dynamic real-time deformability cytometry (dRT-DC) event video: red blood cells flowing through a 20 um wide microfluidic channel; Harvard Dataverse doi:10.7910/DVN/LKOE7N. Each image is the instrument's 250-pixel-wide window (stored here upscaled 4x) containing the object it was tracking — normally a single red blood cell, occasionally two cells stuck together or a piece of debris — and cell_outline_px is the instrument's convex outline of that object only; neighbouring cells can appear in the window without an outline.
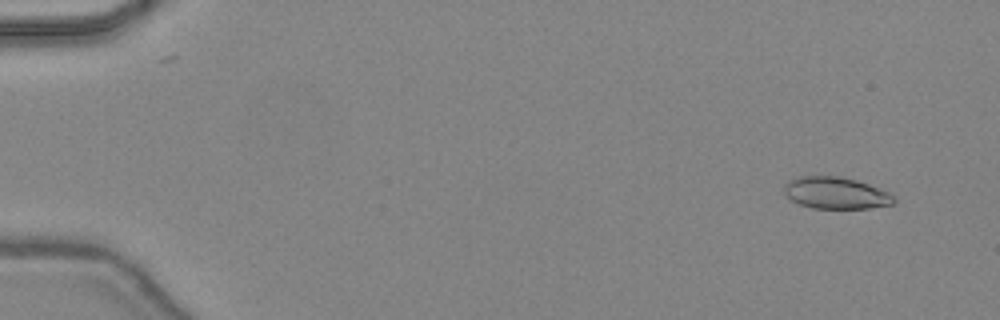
{"species": "common noctule bat (a hibernating species)", "species_latin": "Nyctalus noctula", "temperature_condition": "warm", "stored_images_in_passage": 47, "camera_frame_rate_fps": 3000, "um_per_image_px": 0.085, "animal": {"sex": "female", "body_mass_g": 24.6, "forearm_length_mm": 56.2}, "frame": {"image": 1, "passage_image": 4, "time_ms": 1.0, "image_size_px": [1000, 320], "cell_outline_px": [[896, 200], [892, 204], [868, 208], [812, 208], [800, 204], [792, 200], [784, 192], [784, 184], [788, 180], [800, 176], [840, 176], [856, 180], [868, 184], [888, 192], [896, 196]], "centroid_in_image_um": [71.04, 16.4], "position_along_channel_um": 14.0, "area_um2": 20.29}}
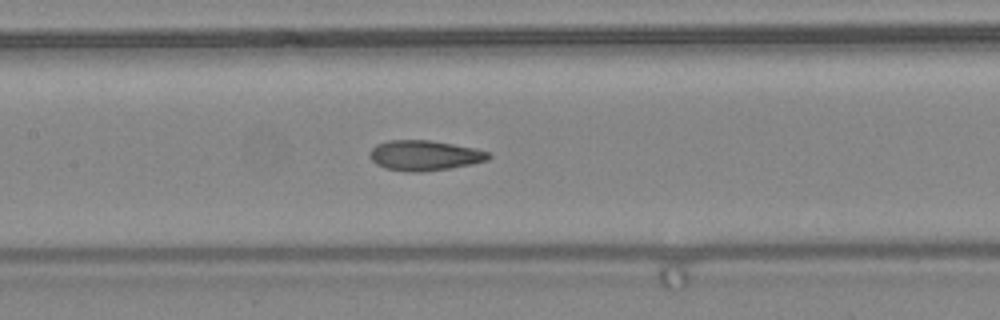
{"frame": {"image": 2, "passage_image": 24, "time_ms": 7.667, "image_size_px": [1000, 320], "cell_outline_px": [[492, 156], [488, 160], [472, 164], [448, 168], [420, 172], [408, 172], [384, 168], [376, 164], [368, 156], [372, 148], [376, 144], [388, 140], [428, 140], [476, 148], [488, 152]], "centroid_in_image_um": [36.06, 13.21], "position_along_channel_um": 171.3, "area_um2": 20.92}}
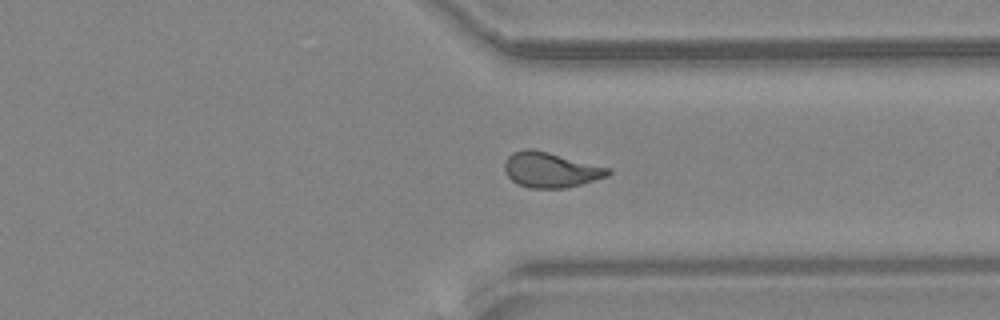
{"frame": {"image": 3, "passage_image": 37, "time_ms": 12.0, "image_size_px": [1000, 320], "cell_outline_px": [[612, 172], [608, 176], [580, 184], [564, 188], [528, 188], [516, 184], [504, 172], [504, 164], [508, 156], [512, 152], [524, 148], [532, 148], [612, 168]], "centroid_in_image_um": [46.79, 14.43], "position_along_channel_um": 364.6, "area_um2": 21.44}, "authors_computed_cell_mechanics": {"area_um2": 20.6924, "velocity_mm_per_s": 4.4862, "shape_relaxation_time_tau1_ms": null, "shape_relaxation_time_tau2_ms": 1.5611, "deformation_change_tau1": null, "deformation_change_tau2": 0.0906}}